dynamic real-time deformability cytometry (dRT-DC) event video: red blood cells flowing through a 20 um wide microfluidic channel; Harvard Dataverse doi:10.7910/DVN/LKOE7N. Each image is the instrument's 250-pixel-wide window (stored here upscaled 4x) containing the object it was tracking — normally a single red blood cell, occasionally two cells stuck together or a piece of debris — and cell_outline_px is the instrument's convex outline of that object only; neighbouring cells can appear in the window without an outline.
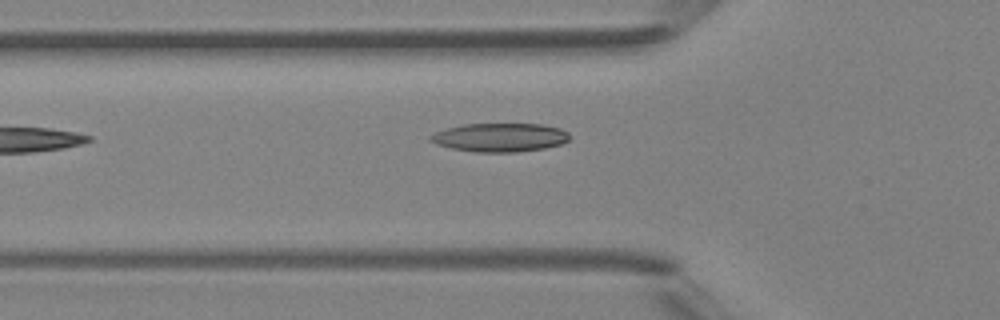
{"species": "Egyptian fruit bat (a non-hibernating species)", "species_latin": "Rousettus aegyptiacus", "temperature_condition": "room temperature", "stored_images_in_passage": 23, "camera_frame_rate_fps": 3000, "um_per_image_px": 0.085, "animal": {"sex": "female"}, "frame": {"image": 1, "passage_image": 2, "time_ms": 0.333, "image_size_px": [1000, 320], "cell_outline_px": [[568, 140], [560, 144], [544, 148], [516, 152], [476, 152], [452, 148], [436, 144], [428, 140], [428, 136], [444, 128], [464, 124], [544, 124], [560, 128], [568, 132]], "centroid_in_image_um": [42.46, 11.67], "position_along_channel_um": 83.3, "area_um2": 23.24}}
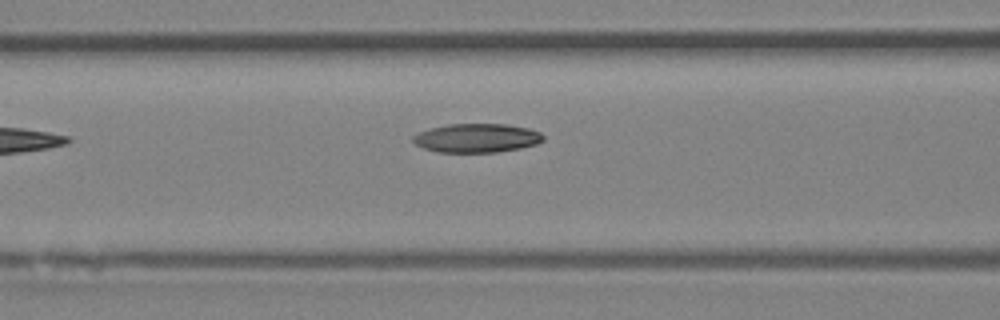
{"frame": {"image": 2, "passage_image": 5, "time_ms": 1.333, "image_size_px": [1000, 320], "cell_outline_px": [[544, 140], [536, 144], [520, 148], [496, 152], [436, 152], [424, 148], [416, 144], [412, 140], [412, 136], [420, 132], [432, 128], [448, 124], [504, 124], [528, 128], [540, 132], [544, 136]], "centroid_in_image_um": [40.53, 11.73], "position_along_channel_um": 126.1, "area_um2": 21.79}}
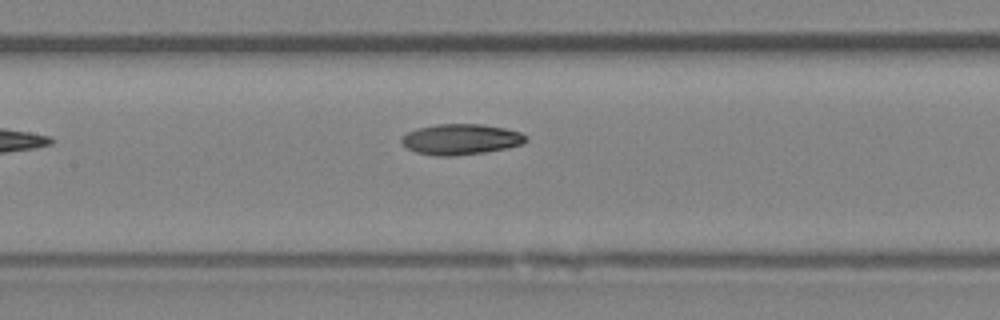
{"frame": {"image": 3, "passage_image": 8, "time_ms": 2.333, "image_size_px": [1000, 320], "cell_outline_px": [[528, 140], [520, 144], [508, 148], [484, 152], [456, 156], [436, 156], [416, 152], [408, 148], [400, 140], [408, 132], [416, 128], [436, 124], [480, 124], [504, 128], [520, 132], [528, 136]], "centroid_in_image_um": [39.18, 11.84], "position_along_channel_um": 168.2, "area_um2": 22.2}, "authors_computed_cell_mechanics": {"area_um2": 19.1318, "velocity_mm_per_s": 4.2605, "shape_relaxation_time_tau1_ms": null, "shape_relaxation_time_tau2_ms": 1.6961, "deformation_change_tau1": null, "deformation_change_tau2": 0.0861}}